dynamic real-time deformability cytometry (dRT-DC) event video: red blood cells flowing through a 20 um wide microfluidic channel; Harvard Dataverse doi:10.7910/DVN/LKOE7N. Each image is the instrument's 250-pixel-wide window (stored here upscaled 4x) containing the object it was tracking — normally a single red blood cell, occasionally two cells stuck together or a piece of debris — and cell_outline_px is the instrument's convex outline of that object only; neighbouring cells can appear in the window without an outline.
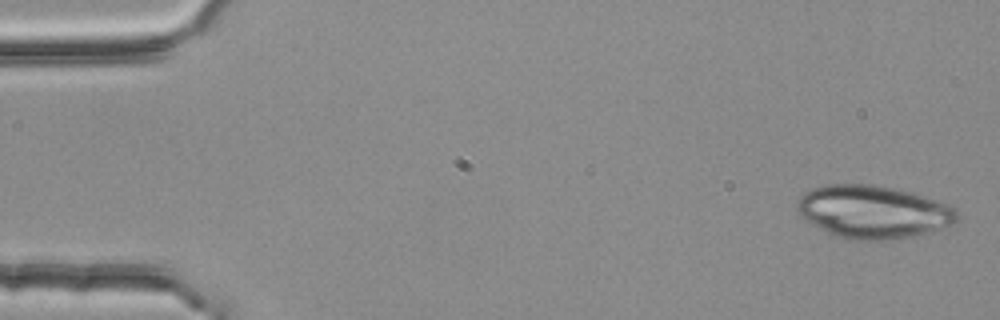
{"species": "common noctule bat (a hibernating species)", "species_latin": "Nyctalus noctula", "temperature_condition": "room temperature", "stored_images_in_passage": 3, "camera_frame_rate_fps": 3000, "um_per_image_px": 0.085, "animal": {"sex": "female", "body_mass_g": 25.1}, "frame": {"image": 1, "passage_image": 1, "time_ms": 0.0, "image_size_px": [1000, 320], "cell_outline_px": [[960, 216], [952, 224], [928, 232], [912, 236], [892, 240], [848, 240], [836, 236], [804, 220], [800, 216], [796, 208], [796, 200], [804, 192], [812, 188], [828, 184], [872, 184], [896, 188], [912, 192], [948, 204], [956, 208]], "centroid_in_image_um": [74.19, 18.0], "position_along_channel_um": 10.8, "area_um2": 49.71}}